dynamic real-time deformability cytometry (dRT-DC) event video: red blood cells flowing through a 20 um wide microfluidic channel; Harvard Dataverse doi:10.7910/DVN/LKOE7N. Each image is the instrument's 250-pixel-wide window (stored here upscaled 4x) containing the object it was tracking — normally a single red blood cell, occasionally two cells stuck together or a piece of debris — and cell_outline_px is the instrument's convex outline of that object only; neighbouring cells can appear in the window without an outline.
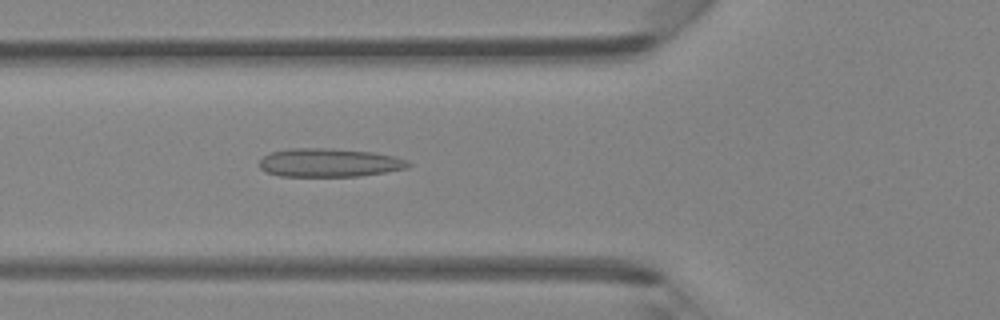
{"species": "Egyptian fruit bat (a non-hibernating species)", "species_latin": "Rousettus aegyptiacus", "temperature_condition": "room temperature", "stored_images_in_passage": 40, "camera_frame_rate_fps": 3000, "um_per_image_px": 0.085, "animal": {"sex": "female"}, "frame": {"image": 1, "passage_image": 12, "time_ms": 3.667, "image_size_px": [1000, 320], "cell_outline_px": [[412, 164], [408, 168], [360, 176], [280, 176], [268, 172], [260, 168], [260, 160], [264, 156], [272, 152], [292, 148], [324, 148], [372, 152], [396, 156], [408, 160]], "centroid_in_image_um": [28.03, 13.83], "position_along_channel_um": 97.8, "area_um2": 24.62}}
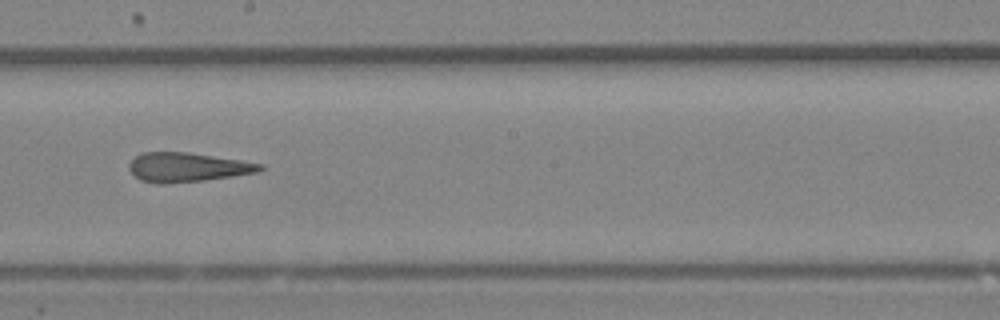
{"frame": {"image": 2, "passage_image": 21, "time_ms": 6.667, "image_size_px": [1000, 320], "cell_outline_px": [[264, 168], [256, 172], [232, 176], [204, 180], [168, 184], [156, 184], [140, 180], [128, 168], [128, 164], [136, 156], [144, 152], [188, 152], [240, 160], [264, 164]], "centroid_in_image_um": [15.9, 14.22], "position_along_channel_um": 232.3, "area_um2": 22.25}}
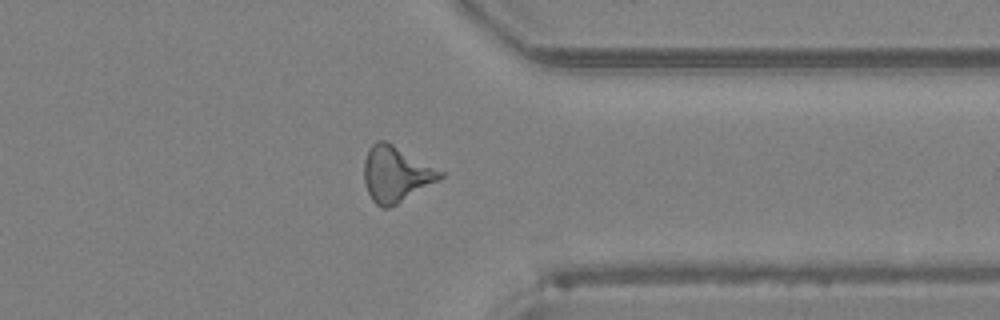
{"frame": {"image": 3, "passage_image": 31, "time_ms": 10.0, "image_size_px": [1000, 320], "cell_outline_px": [[444, 176], [396, 204], [388, 208], [380, 208], [372, 200], [368, 192], [364, 180], [364, 160], [368, 148], [376, 140], [384, 140], [392, 144], [444, 172]], "centroid_in_image_um": [33.6, 14.79], "position_along_channel_um": 377.8, "area_um2": 24.22}}